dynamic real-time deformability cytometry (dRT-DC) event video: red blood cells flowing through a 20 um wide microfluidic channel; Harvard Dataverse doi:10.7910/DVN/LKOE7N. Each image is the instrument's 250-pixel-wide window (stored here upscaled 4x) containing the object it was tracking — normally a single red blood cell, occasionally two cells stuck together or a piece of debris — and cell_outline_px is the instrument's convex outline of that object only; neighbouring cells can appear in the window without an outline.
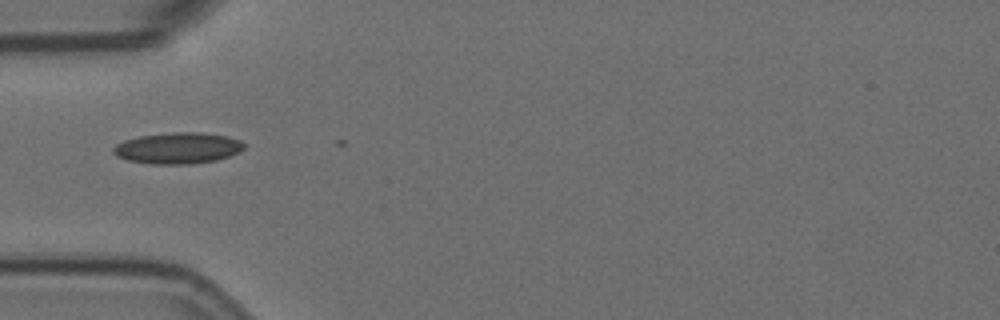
{"species": "Egyptian fruit bat (a non-hibernating species)", "species_latin": "Rousettus aegyptiacus", "temperature_condition": "room temperature", "stored_images_in_passage": 2, "camera_frame_rate_fps": 3000, "um_per_image_px": 0.085, "animal": {"sex": "female"}, "frame": {"image": 1, "passage_image": 1, "time_ms": 0.0, "image_size_px": [1000, 320], "cell_outline_px": [[248, 144], [240, 152], [216, 160], [188, 164], [152, 164], [128, 160], [116, 156], [112, 152], [112, 148], [116, 144], [124, 140], [140, 136], [172, 132], [200, 132], [228, 136], [240, 140]], "centroid_in_image_um": [15.13, 12.58], "position_along_channel_um": 69.9, "area_um2": 23.93}}
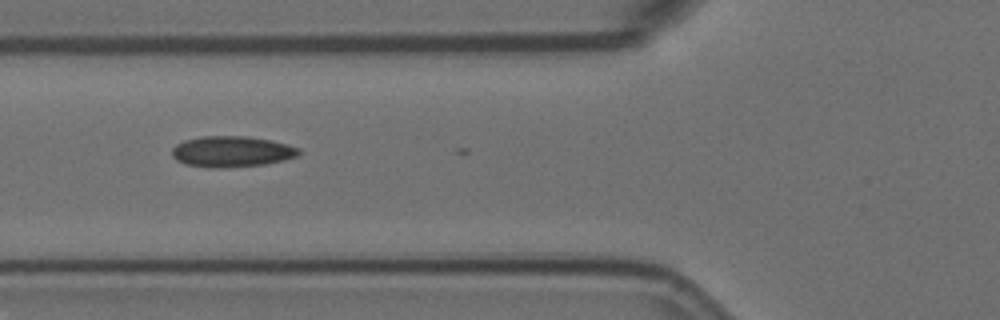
{"frame": {"image": 2, "passage_image": 2, "time_ms": 0.333, "image_size_px": [1000, 320], "cell_outline_px": [[300, 152], [296, 156], [284, 160], [264, 164], [224, 168], [208, 168], [188, 164], [176, 160], [172, 156], [172, 148], [176, 144], [184, 140], [204, 136], [248, 136], [272, 140], [300, 148]], "centroid_in_image_um": [19.69, 12.88], "position_along_channel_um": 106.1, "area_um2": 22.89}}